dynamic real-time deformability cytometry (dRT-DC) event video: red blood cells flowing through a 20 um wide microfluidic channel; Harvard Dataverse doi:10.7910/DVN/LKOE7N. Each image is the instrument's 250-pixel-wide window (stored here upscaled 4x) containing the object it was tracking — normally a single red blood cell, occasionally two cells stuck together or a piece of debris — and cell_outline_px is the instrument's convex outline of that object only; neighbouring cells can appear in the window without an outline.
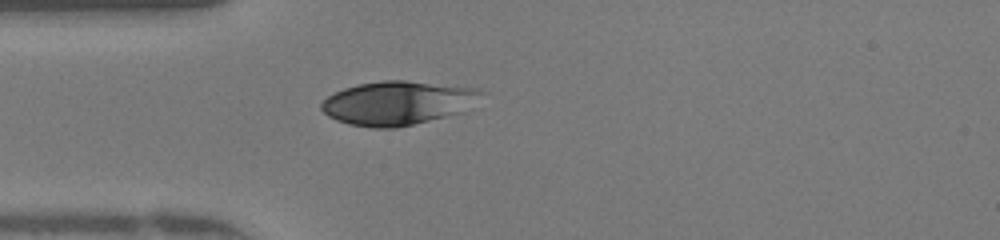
{"species": "human", "species_latin": "Homo sapiens", "temperature_condition": "warm", "stored_images_in_passage": 47, "camera_frame_rate_fps": 3000, "um_per_image_px": 0.085, "donor": {"sex": "female"}, "frame": {"image": 1, "passage_image": 12, "time_ms": 3.667, "image_size_px": [1000, 240], "cell_outline_px": [[480, 92], [464, 112], [396, 128], [372, 128], [348, 124], [336, 120], [328, 116], [320, 108], [320, 104], [328, 96], [344, 88], [360, 84], [384, 80], [404, 80], [476, 88]], "centroid_in_image_um": [33.72, 8.76], "position_along_channel_um": 51.3, "area_um2": 40.23}}
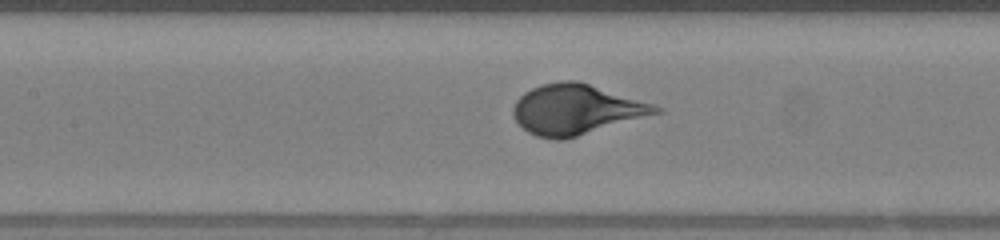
{"frame": {"image": 2, "passage_image": 20, "time_ms": 6.333, "image_size_px": [1000, 240], "cell_outline_px": [[664, 112], [564, 140], [552, 140], [536, 136], [528, 132], [516, 120], [512, 112], [512, 108], [516, 100], [524, 92], [540, 84], [560, 80], [576, 80], [652, 104], [664, 108]], "centroid_in_image_um": [48.95, 9.32], "position_along_channel_um": 158.4, "area_um2": 41.62}}
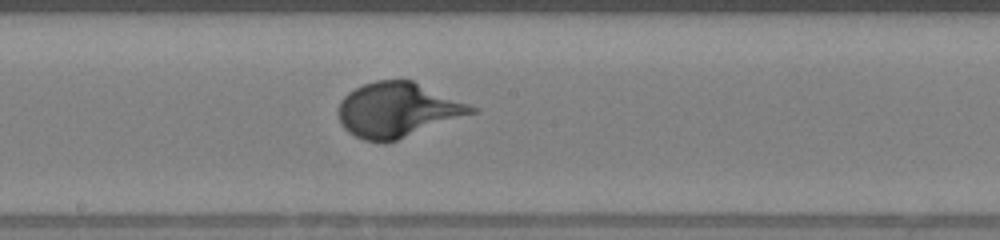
{"frame": {"image": 3, "passage_image": 24, "time_ms": 7.667, "image_size_px": [1000, 240], "cell_outline_px": [[476, 112], [396, 140], [384, 144], [380, 144], [364, 140], [348, 132], [340, 124], [336, 112], [340, 100], [348, 92], [364, 84], [376, 80], [412, 80], [468, 104], [476, 108]], "centroid_in_image_um": [33.71, 9.35], "position_along_channel_um": 214.5, "area_um2": 42.19}}